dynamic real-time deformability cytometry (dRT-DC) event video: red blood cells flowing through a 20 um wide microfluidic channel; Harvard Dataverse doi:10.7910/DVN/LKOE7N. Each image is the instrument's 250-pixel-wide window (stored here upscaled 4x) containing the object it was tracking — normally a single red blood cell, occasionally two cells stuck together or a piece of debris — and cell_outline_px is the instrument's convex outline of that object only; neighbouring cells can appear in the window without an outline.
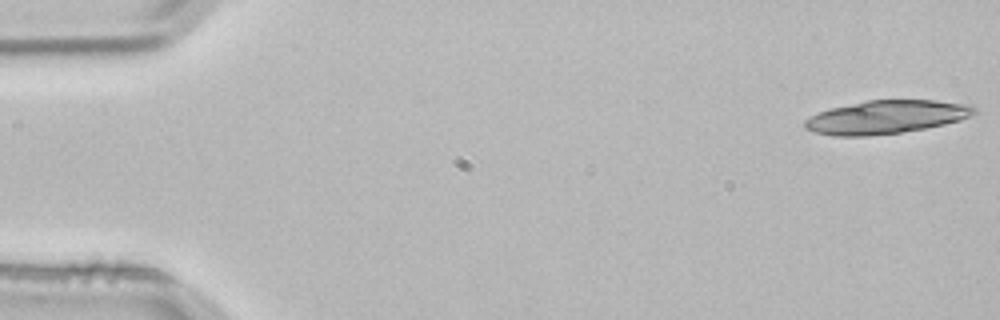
{"species": "common noctule bat (a hibernating species)", "species_latin": "Nyctalus noctula", "temperature_condition": "room temperature", "stored_images_in_passage": 3, "camera_frame_rate_fps": 3000, "um_per_image_px": 0.085, "animal": {"sex": "male", "body_mass_g": 21.5, "forearm_length_mm": 52.0}, "frame": {"image": 1, "passage_image": 1, "time_ms": 0.0, "image_size_px": [1000, 320], "cell_outline_px": [[976, 112], [960, 120], [944, 124], [924, 128], [900, 132], [868, 136], [832, 136], [816, 132], [804, 128], [804, 120], [820, 112], [832, 108], [868, 100], [936, 100], [972, 104], [976, 108]], "centroid_in_image_um": [75.35, 9.94], "position_along_channel_um": 9.6, "area_um2": 32.66}}